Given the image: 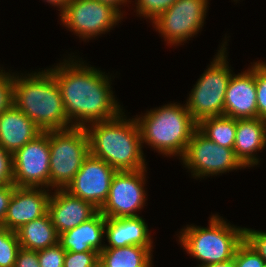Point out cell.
<instances>
[{
	"label": "cell",
	"instance_id": "obj_18",
	"mask_svg": "<svg viewBox=\"0 0 266 267\" xmlns=\"http://www.w3.org/2000/svg\"><path fill=\"white\" fill-rule=\"evenodd\" d=\"M266 146V120L262 118L237 119L234 152L241 164L246 167L258 165L253 154ZM255 155V156H254Z\"/></svg>",
	"mask_w": 266,
	"mask_h": 267
},
{
	"label": "cell",
	"instance_id": "obj_11",
	"mask_svg": "<svg viewBox=\"0 0 266 267\" xmlns=\"http://www.w3.org/2000/svg\"><path fill=\"white\" fill-rule=\"evenodd\" d=\"M13 184L18 187H50L48 132H42L13 154Z\"/></svg>",
	"mask_w": 266,
	"mask_h": 267
},
{
	"label": "cell",
	"instance_id": "obj_4",
	"mask_svg": "<svg viewBox=\"0 0 266 267\" xmlns=\"http://www.w3.org/2000/svg\"><path fill=\"white\" fill-rule=\"evenodd\" d=\"M136 120L142 143L166 156L178 155L182 158L197 129V123L186 105L176 103L150 110Z\"/></svg>",
	"mask_w": 266,
	"mask_h": 267
},
{
	"label": "cell",
	"instance_id": "obj_6",
	"mask_svg": "<svg viewBox=\"0 0 266 267\" xmlns=\"http://www.w3.org/2000/svg\"><path fill=\"white\" fill-rule=\"evenodd\" d=\"M226 42L216 57L200 76L189 94L186 107L196 123L209 117L224 115V100L228 82L232 76L228 66Z\"/></svg>",
	"mask_w": 266,
	"mask_h": 267
},
{
	"label": "cell",
	"instance_id": "obj_32",
	"mask_svg": "<svg viewBox=\"0 0 266 267\" xmlns=\"http://www.w3.org/2000/svg\"><path fill=\"white\" fill-rule=\"evenodd\" d=\"M13 184V154L0 146V186Z\"/></svg>",
	"mask_w": 266,
	"mask_h": 267
},
{
	"label": "cell",
	"instance_id": "obj_24",
	"mask_svg": "<svg viewBox=\"0 0 266 267\" xmlns=\"http://www.w3.org/2000/svg\"><path fill=\"white\" fill-rule=\"evenodd\" d=\"M20 248L16 232L0 226V267H14Z\"/></svg>",
	"mask_w": 266,
	"mask_h": 267
},
{
	"label": "cell",
	"instance_id": "obj_29",
	"mask_svg": "<svg viewBox=\"0 0 266 267\" xmlns=\"http://www.w3.org/2000/svg\"><path fill=\"white\" fill-rule=\"evenodd\" d=\"M66 250L57 243L38 251L40 267H63Z\"/></svg>",
	"mask_w": 266,
	"mask_h": 267
},
{
	"label": "cell",
	"instance_id": "obj_27",
	"mask_svg": "<svg viewBox=\"0 0 266 267\" xmlns=\"http://www.w3.org/2000/svg\"><path fill=\"white\" fill-rule=\"evenodd\" d=\"M177 0H137L136 12L140 16L155 20L161 13L171 7Z\"/></svg>",
	"mask_w": 266,
	"mask_h": 267
},
{
	"label": "cell",
	"instance_id": "obj_5",
	"mask_svg": "<svg viewBox=\"0 0 266 267\" xmlns=\"http://www.w3.org/2000/svg\"><path fill=\"white\" fill-rule=\"evenodd\" d=\"M244 241V227L227 224L212 215L209 227L188 225L182 229L179 242L191 256L206 264L222 263L234 258L237 247Z\"/></svg>",
	"mask_w": 266,
	"mask_h": 267
},
{
	"label": "cell",
	"instance_id": "obj_38",
	"mask_svg": "<svg viewBox=\"0 0 266 267\" xmlns=\"http://www.w3.org/2000/svg\"><path fill=\"white\" fill-rule=\"evenodd\" d=\"M97 267H107V266L99 259Z\"/></svg>",
	"mask_w": 266,
	"mask_h": 267
},
{
	"label": "cell",
	"instance_id": "obj_15",
	"mask_svg": "<svg viewBox=\"0 0 266 267\" xmlns=\"http://www.w3.org/2000/svg\"><path fill=\"white\" fill-rule=\"evenodd\" d=\"M53 193L49 198L48 213L58 235L87 221L99 211L92 203L71 195L65 189H55Z\"/></svg>",
	"mask_w": 266,
	"mask_h": 267
},
{
	"label": "cell",
	"instance_id": "obj_20",
	"mask_svg": "<svg viewBox=\"0 0 266 267\" xmlns=\"http://www.w3.org/2000/svg\"><path fill=\"white\" fill-rule=\"evenodd\" d=\"M105 222L106 217L98 211L87 221L59 234L58 243L70 252L97 251L100 253L105 246L101 243L105 236Z\"/></svg>",
	"mask_w": 266,
	"mask_h": 267
},
{
	"label": "cell",
	"instance_id": "obj_25",
	"mask_svg": "<svg viewBox=\"0 0 266 267\" xmlns=\"http://www.w3.org/2000/svg\"><path fill=\"white\" fill-rule=\"evenodd\" d=\"M255 86L258 118L266 120V63H255Z\"/></svg>",
	"mask_w": 266,
	"mask_h": 267
},
{
	"label": "cell",
	"instance_id": "obj_33",
	"mask_svg": "<svg viewBox=\"0 0 266 267\" xmlns=\"http://www.w3.org/2000/svg\"><path fill=\"white\" fill-rule=\"evenodd\" d=\"M14 267H40L38 251L20 248L16 256Z\"/></svg>",
	"mask_w": 266,
	"mask_h": 267
},
{
	"label": "cell",
	"instance_id": "obj_23",
	"mask_svg": "<svg viewBox=\"0 0 266 267\" xmlns=\"http://www.w3.org/2000/svg\"><path fill=\"white\" fill-rule=\"evenodd\" d=\"M237 119L218 116L209 117L197 123V129L214 143L226 147L234 148L236 137Z\"/></svg>",
	"mask_w": 266,
	"mask_h": 267
},
{
	"label": "cell",
	"instance_id": "obj_35",
	"mask_svg": "<svg viewBox=\"0 0 266 267\" xmlns=\"http://www.w3.org/2000/svg\"><path fill=\"white\" fill-rule=\"evenodd\" d=\"M98 1H100L104 4H107V5H110L111 7L116 9L122 15L123 13H121V11L119 9L120 8L119 5H122L124 3L127 4L128 0H98Z\"/></svg>",
	"mask_w": 266,
	"mask_h": 267
},
{
	"label": "cell",
	"instance_id": "obj_31",
	"mask_svg": "<svg viewBox=\"0 0 266 267\" xmlns=\"http://www.w3.org/2000/svg\"><path fill=\"white\" fill-rule=\"evenodd\" d=\"M244 240L266 263V232L244 228Z\"/></svg>",
	"mask_w": 266,
	"mask_h": 267
},
{
	"label": "cell",
	"instance_id": "obj_30",
	"mask_svg": "<svg viewBox=\"0 0 266 267\" xmlns=\"http://www.w3.org/2000/svg\"><path fill=\"white\" fill-rule=\"evenodd\" d=\"M4 71V72H3ZM13 104V75L0 69V114Z\"/></svg>",
	"mask_w": 266,
	"mask_h": 267
},
{
	"label": "cell",
	"instance_id": "obj_8",
	"mask_svg": "<svg viewBox=\"0 0 266 267\" xmlns=\"http://www.w3.org/2000/svg\"><path fill=\"white\" fill-rule=\"evenodd\" d=\"M181 160L190 171L192 170L191 173L195 178L245 168L237 159L233 149L214 143L198 129L192 134Z\"/></svg>",
	"mask_w": 266,
	"mask_h": 267
},
{
	"label": "cell",
	"instance_id": "obj_28",
	"mask_svg": "<svg viewBox=\"0 0 266 267\" xmlns=\"http://www.w3.org/2000/svg\"><path fill=\"white\" fill-rule=\"evenodd\" d=\"M99 252H70L66 251L63 267H97Z\"/></svg>",
	"mask_w": 266,
	"mask_h": 267
},
{
	"label": "cell",
	"instance_id": "obj_34",
	"mask_svg": "<svg viewBox=\"0 0 266 267\" xmlns=\"http://www.w3.org/2000/svg\"><path fill=\"white\" fill-rule=\"evenodd\" d=\"M14 188V184L0 186V226L4 221L8 205L14 192Z\"/></svg>",
	"mask_w": 266,
	"mask_h": 267
},
{
	"label": "cell",
	"instance_id": "obj_16",
	"mask_svg": "<svg viewBox=\"0 0 266 267\" xmlns=\"http://www.w3.org/2000/svg\"><path fill=\"white\" fill-rule=\"evenodd\" d=\"M224 116L235 119L258 118L255 63L240 74L232 73L225 94Z\"/></svg>",
	"mask_w": 266,
	"mask_h": 267
},
{
	"label": "cell",
	"instance_id": "obj_26",
	"mask_svg": "<svg viewBox=\"0 0 266 267\" xmlns=\"http://www.w3.org/2000/svg\"><path fill=\"white\" fill-rule=\"evenodd\" d=\"M236 267H265L263 258L244 240L234 255Z\"/></svg>",
	"mask_w": 266,
	"mask_h": 267
},
{
	"label": "cell",
	"instance_id": "obj_7",
	"mask_svg": "<svg viewBox=\"0 0 266 267\" xmlns=\"http://www.w3.org/2000/svg\"><path fill=\"white\" fill-rule=\"evenodd\" d=\"M50 145V187L65 189L90 154L85 127L47 131Z\"/></svg>",
	"mask_w": 266,
	"mask_h": 267
},
{
	"label": "cell",
	"instance_id": "obj_37",
	"mask_svg": "<svg viewBox=\"0 0 266 267\" xmlns=\"http://www.w3.org/2000/svg\"><path fill=\"white\" fill-rule=\"evenodd\" d=\"M46 2L50 3L52 6H58L60 8V13L63 9L71 2V0H45Z\"/></svg>",
	"mask_w": 266,
	"mask_h": 267
},
{
	"label": "cell",
	"instance_id": "obj_10",
	"mask_svg": "<svg viewBox=\"0 0 266 267\" xmlns=\"http://www.w3.org/2000/svg\"><path fill=\"white\" fill-rule=\"evenodd\" d=\"M208 4V0H177L151 22L167 44L177 45L199 32Z\"/></svg>",
	"mask_w": 266,
	"mask_h": 267
},
{
	"label": "cell",
	"instance_id": "obj_3",
	"mask_svg": "<svg viewBox=\"0 0 266 267\" xmlns=\"http://www.w3.org/2000/svg\"><path fill=\"white\" fill-rule=\"evenodd\" d=\"M13 104L43 132L71 128L59 85L48 69L23 77L13 75Z\"/></svg>",
	"mask_w": 266,
	"mask_h": 267
},
{
	"label": "cell",
	"instance_id": "obj_14",
	"mask_svg": "<svg viewBox=\"0 0 266 267\" xmlns=\"http://www.w3.org/2000/svg\"><path fill=\"white\" fill-rule=\"evenodd\" d=\"M49 190L42 187L15 186L1 227L11 231L40 218L48 212Z\"/></svg>",
	"mask_w": 266,
	"mask_h": 267
},
{
	"label": "cell",
	"instance_id": "obj_17",
	"mask_svg": "<svg viewBox=\"0 0 266 267\" xmlns=\"http://www.w3.org/2000/svg\"><path fill=\"white\" fill-rule=\"evenodd\" d=\"M43 131L14 104L0 114V146L14 154Z\"/></svg>",
	"mask_w": 266,
	"mask_h": 267
},
{
	"label": "cell",
	"instance_id": "obj_12",
	"mask_svg": "<svg viewBox=\"0 0 266 267\" xmlns=\"http://www.w3.org/2000/svg\"><path fill=\"white\" fill-rule=\"evenodd\" d=\"M146 168L134 171H117L111 181L108 197L99 209L106 218L137 217L135 212L145 204Z\"/></svg>",
	"mask_w": 266,
	"mask_h": 267
},
{
	"label": "cell",
	"instance_id": "obj_36",
	"mask_svg": "<svg viewBox=\"0 0 266 267\" xmlns=\"http://www.w3.org/2000/svg\"><path fill=\"white\" fill-rule=\"evenodd\" d=\"M198 267H236L234 259L222 263L206 264Z\"/></svg>",
	"mask_w": 266,
	"mask_h": 267
},
{
	"label": "cell",
	"instance_id": "obj_2",
	"mask_svg": "<svg viewBox=\"0 0 266 267\" xmlns=\"http://www.w3.org/2000/svg\"><path fill=\"white\" fill-rule=\"evenodd\" d=\"M123 114L86 125L90 154L104 160L116 171L144 169L146 166L138 122L136 118L126 120Z\"/></svg>",
	"mask_w": 266,
	"mask_h": 267
},
{
	"label": "cell",
	"instance_id": "obj_13",
	"mask_svg": "<svg viewBox=\"0 0 266 267\" xmlns=\"http://www.w3.org/2000/svg\"><path fill=\"white\" fill-rule=\"evenodd\" d=\"M116 172L104 160L89 154L65 190L100 209L108 197Z\"/></svg>",
	"mask_w": 266,
	"mask_h": 267
},
{
	"label": "cell",
	"instance_id": "obj_9",
	"mask_svg": "<svg viewBox=\"0 0 266 267\" xmlns=\"http://www.w3.org/2000/svg\"><path fill=\"white\" fill-rule=\"evenodd\" d=\"M60 16L64 26L88 40L110 31L123 15L98 0H71Z\"/></svg>",
	"mask_w": 266,
	"mask_h": 267
},
{
	"label": "cell",
	"instance_id": "obj_21",
	"mask_svg": "<svg viewBox=\"0 0 266 267\" xmlns=\"http://www.w3.org/2000/svg\"><path fill=\"white\" fill-rule=\"evenodd\" d=\"M20 243V247L39 251L58 243L59 235L47 212L40 218L34 219L22 225L15 231Z\"/></svg>",
	"mask_w": 266,
	"mask_h": 267
},
{
	"label": "cell",
	"instance_id": "obj_22",
	"mask_svg": "<svg viewBox=\"0 0 266 267\" xmlns=\"http://www.w3.org/2000/svg\"><path fill=\"white\" fill-rule=\"evenodd\" d=\"M153 247L129 245L119 248H104L99 259L107 267H151Z\"/></svg>",
	"mask_w": 266,
	"mask_h": 267
},
{
	"label": "cell",
	"instance_id": "obj_1",
	"mask_svg": "<svg viewBox=\"0 0 266 267\" xmlns=\"http://www.w3.org/2000/svg\"><path fill=\"white\" fill-rule=\"evenodd\" d=\"M68 60L48 70L59 85L65 115L71 127H86L88 123L119 116L123 111L113 96L109 76L85 65L83 61Z\"/></svg>",
	"mask_w": 266,
	"mask_h": 267
},
{
	"label": "cell",
	"instance_id": "obj_19",
	"mask_svg": "<svg viewBox=\"0 0 266 267\" xmlns=\"http://www.w3.org/2000/svg\"><path fill=\"white\" fill-rule=\"evenodd\" d=\"M105 236L109 246L119 248L129 245L152 247L151 235L145 220L140 217L106 218Z\"/></svg>",
	"mask_w": 266,
	"mask_h": 267
}]
</instances>
